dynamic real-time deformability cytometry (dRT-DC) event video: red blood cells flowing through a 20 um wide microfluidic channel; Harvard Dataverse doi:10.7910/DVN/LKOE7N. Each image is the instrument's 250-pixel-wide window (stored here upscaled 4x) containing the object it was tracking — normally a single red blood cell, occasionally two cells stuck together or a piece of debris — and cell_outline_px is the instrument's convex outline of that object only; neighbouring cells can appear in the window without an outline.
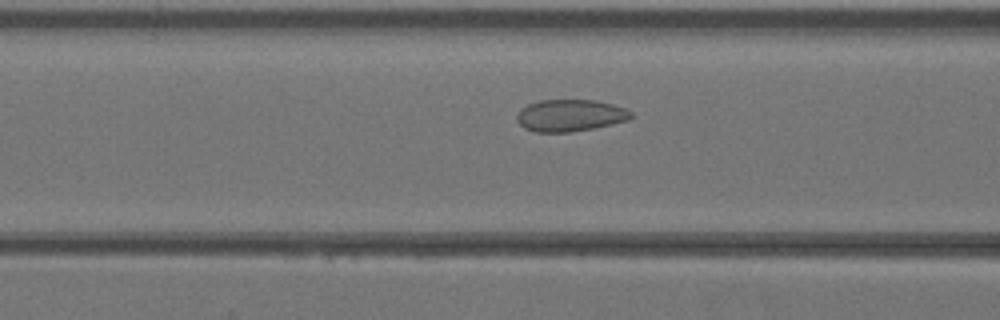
{"species": "Egyptian fruit bat (a non-hibernating species)", "species_latin": "Rousettus aegyptiacus", "temperature_condition": "warm", "stored_images_in_passage": 33, "camera_frame_rate_fps": 3000, "um_per_image_px": 0.085, "animal": {"sex": "female"}, "frame": {"image": 1, "passage_image": 12, "time_ms": 3.667, "image_size_px": [1000, 320], "cell_outline_px": [[632, 116], [628, 120], [612, 124], [572, 132], [536, 132], [524, 128], [516, 120], [516, 116], [520, 108], [528, 104], [540, 100], [596, 100], [612, 104], [624, 108], [632, 112]], "centroid_in_image_um": [48.43, 9.81], "position_along_channel_um": 118.2, "area_um2": 21.27}}
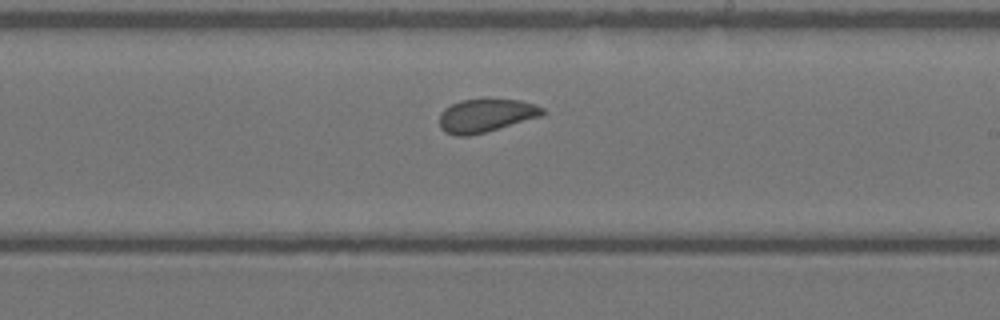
{"frame": {"image": 2, "passage_image": 20, "time_ms": 6.333, "image_size_px": [1000, 320], "cell_outline_px": [[544, 112], [540, 116], [484, 132], [468, 136], [456, 136], [444, 132], [440, 128], [440, 112], [444, 108], [460, 100], [484, 96], [492, 96], [520, 100], [536, 104], [544, 108]], "centroid_in_image_um": [41.27, 9.75], "position_along_channel_um": 247.7, "area_um2": 20.63}}
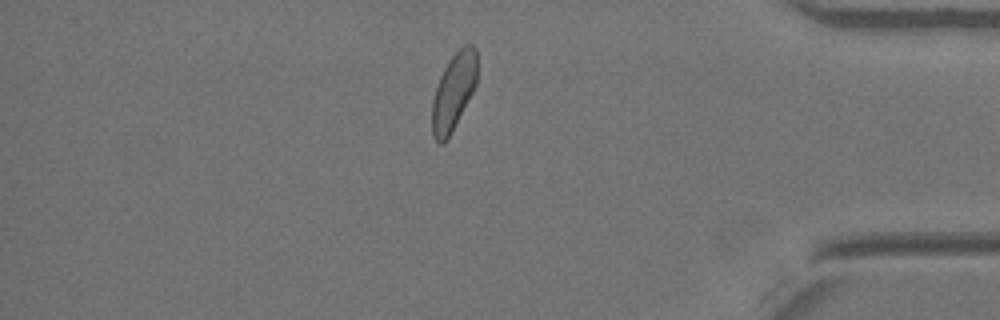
{"frame": {"image": 3, "passage_image": 31, "time_ms": 10.0, "image_size_px": [1000, 320], "cell_outline_px": [[476, 84], [472, 92], [444, 144], [440, 144], [432, 136], [432, 100], [440, 76], [444, 68], [452, 56], [464, 44], [472, 44], [476, 48]], "centroid_in_image_um": [38.54, 7.77], "position_along_channel_um": 396.7, "area_um2": 19.71}}